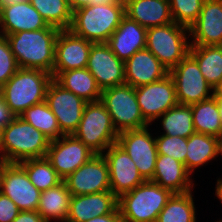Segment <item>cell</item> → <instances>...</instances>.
<instances>
[{
  "instance_id": "bcb514c9",
  "label": "cell",
  "mask_w": 222,
  "mask_h": 222,
  "mask_svg": "<svg viewBox=\"0 0 222 222\" xmlns=\"http://www.w3.org/2000/svg\"><path fill=\"white\" fill-rule=\"evenodd\" d=\"M215 94L222 100V85L215 91Z\"/></svg>"
},
{
  "instance_id": "3957f363",
  "label": "cell",
  "mask_w": 222,
  "mask_h": 222,
  "mask_svg": "<svg viewBox=\"0 0 222 222\" xmlns=\"http://www.w3.org/2000/svg\"><path fill=\"white\" fill-rule=\"evenodd\" d=\"M50 140L22 117L16 116L0 132V147L5 163L46 157Z\"/></svg>"
},
{
  "instance_id": "e0dca14e",
  "label": "cell",
  "mask_w": 222,
  "mask_h": 222,
  "mask_svg": "<svg viewBox=\"0 0 222 222\" xmlns=\"http://www.w3.org/2000/svg\"><path fill=\"white\" fill-rule=\"evenodd\" d=\"M86 68L101 90L125 84V62L111 51L107 43H92Z\"/></svg>"
},
{
  "instance_id": "603a6c76",
  "label": "cell",
  "mask_w": 222,
  "mask_h": 222,
  "mask_svg": "<svg viewBox=\"0 0 222 222\" xmlns=\"http://www.w3.org/2000/svg\"><path fill=\"white\" fill-rule=\"evenodd\" d=\"M146 38L147 29L125 15L107 44L121 61L126 62L134 53L146 48Z\"/></svg>"
},
{
  "instance_id": "ee69618b",
  "label": "cell",
  "mask_w": 222,
  "mask_h": 222,
  "mask_svg": "<svg viewBox=\"0 0 222 222\" xmlns=\"http://www.w3.org/2000/svg\"><path fill=\"white\" fill-rule=\"evenodd\" d=\"M27 0H0V11L5 8L9 7L11 5H14L16 3H23Z\"/></svg>"
},
{
  "instance_id": "ba28073f",
  "label": "cell",
  "mask_w": 222,
  "mask_h": 222,
  "mask_svg": "<svg viewBox=\"0 0 222 222\" xmlns=\"http://www.w3.org/2000/svg\"><path fill=\"white\" fill-rule=\"evenodd\" d=\"M100 101L109 112L118 133L142 129L149 125L141 113L135 88L130 85L123 84L102 90Z\"/></svg>"
},
{
  "instance_id": "f907efd6",
  "label": "cell",
  "mask_w": 222,
  "mask_h": 222,
  "mask_svg": "<svg viewBox=\"0 0 222 222\" xmlns=\"http://www.w3.org/2000/svg\"><path fill=\"white\" fill-rule=\"evenodd\" d=\"M0 158H2L1 147H0Z\"/></svg>"
},
{
  "instance_id": "d4e9b609",
  "label": "cell",
  "mask_w": 222,
  "mask_h": 222,
  "mask_svg": "<svg viewBox=\"0 0 222 222\" xmlns=\"http://www.w3.org/2000/svg\"><path fill=\"white\" fill-rule=\"evenodd\" d=\"M125 15L146 29L174 22L168 0H124Z\"/></svg>"
},
{
  "instance_id": "9c48e42d",
  "label": "cell",
  "mask_w": 222,
  "mask_h": 222,
  "mask_svg": "<svg viewBox=\"0 0 222 222\" xmlns=\"http://www.w3.org/2000/svg\"><path fill=\"white\" fill-rule=\"evenodd\" d=\"M169 75L175 84L178 104L191 105L215 95L214 89L207 83L198 63L190 54L171 69Z\"/></svg>"
},
{
  "instance_id": "5bb4252c",
  "label": "cell",
  "mask_w": 222,
  "mask_h": 222,
  "mask_svg": "<svg viewBox=\"0 0 222 222\" xmlns=\"http://www.w3.org/2000/svg\"><path fill=\"white\" fill-rule=\"evenodd\" d=\"M71 195H86L109 191L110 178L106 159L95 154L64 180Z\"/></svg>"
},
{
  "instance_id": "8fae6325",
  "label": "cell",
  "mask_w": 222,
  "mask_h": 222,
  "mask_svg": "<svg viewBox=\"0 0 222 222\" xmlns=\"http://www.w3.org/2000/svg\"><path fill=\"white\" fill-rule=\"evenodd\" d=\"M0 192L8 196L20 211H37L41 191L31 183L18 163H5L2 166Z\"/></svg>"
},
{
  "instance_id": "9a60e30c",
  "label": "cell",
  "mask_w": 222,
  "mask_h": 222,
  "mask_svg": "<svg viewBox=\"0 0 222 222\" xmlns=\"http://www.w3.org/2000/svg\"><path fill=\"white\" fill-rule=\"evenodd\" d=\"M94 155L95 153L72 134L50 141L46 158L64 180Z\"/></svg>"
},
{
  "instance_id": "d6a6232c",
  "label": "cell",
  "mask_w": 222,
  "mask_h": 222,
  "mask_svg": "<svg viewBox=\"0 0 222 222\" xmlns=\"http://www.w3.org/2000/svg\"><path fill=\"white\" fill-rule=\"evenodd\" d=\"M18 164L26 171L31 183L41 192L63 181L46 157L27 159Z\"/></svg>"
},
{
  "instance_id": "1f68e13d",
  "label": "cell",
  "mask_w": 222,
  "mask_h": 222,
  "mask_svg": "<svg viewBox=\"0 0 222 222\" xmlns=\"http://www.w3.org/2000/svg\"><path fill=\"white\" fill-rule=\"evenodd\" d=\"M195 210L192 191L173 193L156 222H196Z\"/></svg>"
},
{
  "instance_id": "ac0fdd59",
  "label": "cell",
  "mask_w": 222,
  "mask_h": 222,
  "mask_svg": "<svg viewBox=\"0 0 222 222\" xmlns=\"http://www.w3.org/2000/svg\"><path fill=\"white\" fill-rule=\"evenodd\" d=\"M91 46L92 42L70 29L60 30L56 38L53 72L86 68Z\"/></svg>"
},
{
  "instance_id": "c3c4849f",
  "label": "cell",
  "mask_w": 222,
  "mask_h": 222,
  "mask_svg": "<svg viewBox=\"0 0 222 222\" xmlns=\"http://www.w3.org/2000/svg\"><path fill=\"white\" fill-rule=\"evenodd\" d=\"M4 164H5V161L2 158H0V174H1V168Z\"/></svg>"
},
{
  "instance_id": "44dd1931",
  "label": "cell",
  "mask_w": 222,
  "mask_h": 222,
  "mask_svg": "<svg viewBox=\"0 0 222 222\" xmlns=\"http://www.w3.org/2000/svg\"><path fill=\"white\" fill-rule=\"evenodd\" d=\"M118 198L111 190L95 194L72 195L66 222H85L114 212Z\"/></svg>"
},
{
  "instance_id": "8d00e7d4",
  "label": "cell",
  "mask_w": 222,
  "mask_h": 222,
  "mask_svg": "<svg viewBox=\"0 0 222 222\" xmlns=\"http://www.w3.org/2000/svg\"><path fill=\"white\" fill-rule=\"evenodd\" d=\"M157 152L175 158L182 162L186 168V153L188 138L160 135L155 137Z\"/></svg>"
},
{
  "instance_id": "7dc6e473",
  "label": "cell",
  "mask_w": 222,
  "mask_h": 222,
  "mask_svg": "<svg viewBox=\"0 0 222 222\" xmlns=\"http://www.w3.org/2000/svg\"><path fill=\"white\" fill-rule=\"evenodd\" d=\"M219 113H220V118L222 122V100L219 98Z\"/></svg>"
},
{
  "instance_id": "d590c367",
  "label": "cell",
  "mask_w": 222,
  "mask_h": 222,
  "mask_svg": "<svg viewBox=\"0 0 222 222\" xmlns=\"http://www.w3.org/2000/svg\"><path fill=\"white\" fill-rule=\"evenodd\" d=\"M175 23L188 29L196 22L205 0H168Z\"/></svg>"
},
{
  "instance_id": "60d3db41",
  "label": "cell",
  "mask_w": 222,
  "mask_h": 222,
  "mask_svg": "<svg viewBox=\"0 0 222 222\" xmlns=\"http://www.w3.org/2000/svg\"><path fill=\"white\" fill-rule=\"evenodd\" d=\"M116 0H67L71 11H75L81 7L88 5H99V4H110L114 3Z\"/></svg>"
},
{
  "instance_id": "ffe728a7",
  "label": "cell",
  "mask_w": 222,
  "mask_h": 222,
  "mask_svg": "<svg viewBox=\"0 0 222 222\" xmlns=\"http://www.w3.org/2000/svg\"><path fill=\"white\" fill-rule=\"evenodd\" d=\"M167 75L168 69L146 48L125 62V84L134 88L157 82Z\"/></svg>"
},
{
  "instance_id": "836d02e7",
  "label": "cell",
  "mask_w": 222,
  "mask_h": 222,
  "mask_svg": "<svg viewBox=\"0 0 222 222\" xmlns=\"http://www.w3.org/2000/svg\"><path fill=\"white\" fill-rule=\"evenodd\" d=\"M20 117L42 132L50 141L64 135L59 128L56 116L50 110L46 101L31 106Z\"/></svg>"
},
{
  "instance_id": "f35d334b",
  "label": "cell",
  "mask_w": 222,
  "mask_h": 222,
  "mask_svg": "<svg viewBox=\"0 0 222 222\" xmlns=\"http://www.w3.org/2000/svg\"><path fill=\"white\" fill-rule=\"evenodd\" d=\"M19 213L17 205L0 192V222H12Z\"/></svg>"
},
{
  "instance_id": "30bf717a",
  "label": "cell",
  "mask_w": 222,
  "mask_h": 222,
  "mask_svg": "<svg viewBox=\"0 0 222 222\" xmlns=\"http://www.w3.org/2000/svg\"><path fill=\"white\" fill-rule=\"evenodd\" d=\"M148 127L119 132L116 142L130 156L145 181L152 180L158 156L156 140Z\"/></svg>"
},
{
  "instance_id": "7c38bea8",
  "label": "cell",
  "mask_w": 222,
  "mask_h": 222,
  "mask_svg": "<svg viewBox=\"0 0 222 222\" xmlns=\"http://www.w3.org/2000/svg\"><path fill=\"white\" fill-rule=\"evenodd\" d=\"M45 101L56 116L61 132L72 135L78 128L87 102L63 88L54 79L47 88Z\"/></svg>"
},
{
  "instance_id": "4316f807",
  "label": "cell",
  "mask_w": 222,
  "mask_h": 222,
  "mask_svg": "<svg viewBox=\"0 0 222 222\" xmlns=\"http://www.w3.org/2000/svg\"><path fill=\"white\" fill-rule=\"evenodd\" d=\"M71 196L66 184L62 181L41 192L37 212L46 222H50L52 219L66 222Z\"/></svg>"
},
{
  "instance_id": "4dcf8cb0",
  "label": "cell",
  "mask_w": 222,
  "mask_h": 222,
  "mask_svg": "<svg viewBox=\"0 0 222 222\" xmlns=\"http://www.w3.org/2000/svg\"><path fill=\"white\" fill-rule=\"evenodd\" d=\"M164 135L189 138L196 133L191 105L177 104L160 117Z\"/></svg>"
},
{
  "instance_id": "681fc988",
  "label": "cell",
  "mask_w": 222,
  "mask_h": 222,
  "mask_svg": "<svg viewBox=\"0 0 222 222\" xmlns=\"http://www.w3.org/2000/svg\"><path fill=\"white\" fill-rule=\"evenodd\" d=\"M220 154L222 155V136L220 138Z\"/></svg>"
},
{
  "instance_id": "74e56055",
  "label": "cell",
  "mask_w": 222,
  "mask_h": 222,
  "mask_svg": "<svg viewBox=\"0 0 222 222\" xmlns=\"http://www.w3.org/2000/svg\"><path fill=\"white\" fill-rule=\"evenodd\" d=\"M19 66L7 38L0 35V88L18 71Z\"/></svg>"
},
{
  "instance_id": "5b68a950",
  "label": "cell",
  "mask_w": 222,
  "mask_h": 222,
  "mask_svg": "<svg viewBox=\"0 0 222 222\" xmlns=\"http://www.w3.org/2000/svg\"><path fill=\"white\" fill-rule=\"evenodd\" d=\"M172 194L169 189L145 181L118 198V209L123 222H156Z\"/></svg>"
},
{
  "instance_id": "d6986e66",
  "label": "cell",
  "mask_w": 222,
  "mask_h": 222,
  "mask_svg": "<svg viewBox=\"0 0 222 222\" xmlns=\"http://www.w3.org/2000/svg\"><path fill=\"white\" fill-rule=\"evenodd\" d=\"M189 32L191 46L219 45L222 40V0H205Z\"/></svg>"
},
{
  "instance_id": "7a4b0ae2",
  "label": "cell",
  "mask_w": 222,
  "mask_h": 222,
  "mask_svg": "<svg viewBox=\"0 0 222 222\" xmlns=\"http://www.w3.org/2000/svg\"><path fill=\"white\" fill-rule=\"evenodd\" d=\"M124 16V0L110 4H91L73 11L69 29L89 42L107 43Z\"/></svg>"
},
{
  "instance_id": "7402d4cb",
  "label": "cell",
  "mask_w": 222,
  "mask_h": 222,
  "mask_svg": "<svg viewBox=\"0 0 222 222\" xmlns=\"http://www.w3.org/2000/svg\"><path fill=\"white\" fill-rule=\"evenodd\" d=\"M43 28L56 27L48 25L29 0L5 7L0 11V35L37 31Z\"/></svg>"
},
{
  "instance_id": "8992f818",
  "label": "cell",
  "mask_w": 222,
  "mask_h": 222,
  "mask_svg": "<svg viewBox=\"0 0 222 222\" xmlns=\"http://www.w3.org/2000/svg\"><path fill=\"white\" fill-rule=\"evenodd\" d=\"M73 135L93 153L103 154L109 146L117 142L119 133L114 128L104 104L98 100L87 102Z\"/></svg>"
},
{
  "instance_id": "7bdbcfd3",
  "label": "cell",
  "mask_w": 222,
  "mask_h": 222,
  "mask_svg": "<svg viewBox=\"0 0 222 222\" xmlns=\"http://www.w3.org/2000/svg\"><path fill=\"white\" fill-rule=\"evenodd\" d=\"M85 222H123L119 209L114 212L99 217H93Z\"/></svg>"
},
{
  "instance_id": "4fadbf2b",
  "label": "cell",
  "mask_w": 222,
  "mask_h": 222,
  "mask_svg": "<svg viewBox=\"0 0 222 222\" xmlns=\"http://www.w3.org/2000/svg\"><path fill=\"white\" fill-rule=\"evenodd\" d=\"M135 95L143 118L149 125L178 104L175 84L170 75L157 82L136 87Z\"/></svg>"
},
{
  "instance_id": "e575fe53",
  "label": "cell",
  "mask_w": 222,
  "mask_h": 222,
  "mask_svg": "<svg viewBox=\"0 0 222 222\" xmlns=\"http://www.w3.org/2000/svg\"><path fill=\"white\" fill-rule=\"evenodd\" d=\"M48 25L60 30L69 29L72 14L67 0H29Z\"/></svg>"
},
{
  "instance_id": "83f0119b",
  "label": "cell",
  "mask_w": 222,
  "mask_h": 222,
  "mask_svg": "<svg viewBox=\"0 0 222 222\" xmlns=\"http://www.w3.org/2000/svg\"><path fill=\"white\" fill-rule=\"evenodd\" d=\"M220 155V139L201 133L192 134L187 141L186 170L192 174L195 169Z\"/></svg>"
},
{
  "instance_id": "484cf974",
  "label": "cell",
  "mask_w": 222,
  "mask_h": 222,
  "mask_svg": "<svg viewBox=\"0 0 222 222\" xmlns=\"http://www.w3.org/2000/svg\"><path fill=\"white\" fill-rule=\"evenodd\" d=\"M52 76L59 85L86 102H95L101 98L102 90L87 68L53 72Z\"/></svg>"
},
{
  "instance_id": "b9f144b4",
  "label": "cell",
  "mask_w": 222,
  "mask_h": 222,
  "mask_svg": "<svg viewBox=\"0 0 222 222\" xmlns=\"http://www.w3.org/2000/svg\"><path fill=\"white\" fill-rule=\"evenodd\" d=\"M12 222H46L37 211H20Z\"/></svg>"
},
{
  "instance_id": "6da1fadb",
  "label": "cell",
  "mask_w": 222,
  "mask_h": 222,
  "mask_svg": "<svg viewBox=\"0 0 222 222\" xmlns=\"http://www.w3.org/2000/svg\"><path fill=\"white\" fill-rule=\"evenodd\" d=\"M59 31L58 28H43L6 35L19 68L39 69L53 74Z\"/></svg>"
},
{
  "instance_id": "cb8c5ba5",
  "label": "cell",
  "mask_w": 222,
  "mask_h": 222,
  "mask_svg": "<svg viewBox=\"0 0 222 222\" xmlns=\"http://www.w3.org/2000/svg\"><path fill=\"white\" fill-rule=\"evenodd\" d=\"M190 175L182 162L169 155L158 154L151 181L172 193H186L194 189Z\"/></svg>"
},
{
  "instance_id": "2e32d148",
  "label": "cell",
  "mask_w": 222,
  "mask_h": 222,
  "mask_svg": "<svg viewBox=\"0 0 222 222\" xmlns=\"http://www.w3.org/2000/svg\"><path fill=\"white\" fill-rule=\"evenodd\" d=\"M102 155L109 168L110 189L117 198L145 182L130 156L117 143Z\"/></svg>"
},
{
  "instance_id": "52a82bcc",
  "label": "cell",
  "mask_w": 222,
  "mask_h": 222,
  "mask_svg": "<svg viewBox=\"0 0 222 222\" xmlns=\"http://www.w3.org/2000/svg\"><path fill=\"white\" fill-rule=\"evenodd\" d=\"M189 36V29L175 22L151 27L147 29L146 49L170 71L189 54Z\"/></svg>"
},
{
  "instance_id": "f6af8a7d",
  "label": "cell",
  "mask_w": 222,
  "mask_h": 222,
  "mask_svg": "<svg viewBox=\"0 0 222 222\" xmlns=\"http://www.w3.org/2000/svg\"><path fill=\"white\" fill-rule=\"evenodd\" d=\"M215 195L222 203V179L218 178L217 184L215 187Z\"/></svg>"
},
{
  "instance_id": "f1b7e54d",
  "label": "cell",
  "mask_w": 222,
  "mask_h": 222,
  "mask_svg": "<svg viewBox=\"0 0 222 222\" xmlns=\"http://www.w3.org/2000/svg\"><path fill=\"white\" fill-rule=\"evenodd\" d=\"M193 124L196 133L207 134L221 138L222 122L219 113V97L191 104Z\"/></svg>"
},
{
  "instance_id": "f546056e",
  "label": "cell",
  "mask_w": 222,
  "mask_h": 222,
  "mask_svg": "<svg viewBox=\"0 0 222 222\" xmlns=\"http://www.w3.org/2000/svg\"><path fill=\"white\" fill-rule=\"evenodd\" d=\"M189 54L196 60L207 83L216 91L222 85V48L190 46Z\"/></svg>"
},
{
  "instance_id": "277c9868",
  "label": "cell",
  "mask_w": 222,
  "mask_h": 222,
  "mask_svg": "<svg viewBox=\"0 0 222 222\" xmlns=\"http://www.w3.org/2000/svg\"><path fill=\"white\" fill-rule=\"evenodd\" d=\"M52 74L39 69L19 68L18 71L0 88L10 111L20 116L31 106L46 100V92Z\"/></svg>"
},
{
  "instance_id": "ab89813d",
  "label": "cell",
  "mask_w": 222,
  "mask_h": 222,
  "mask_svg": "<svg viewBox=\"0 0 222 222\" xmlns=\"http://www.w3.org/2000/svg\"><path fill=\"white\" fill-rule=\"evenodd\" d=\"M16 116L10 111L3 96L0 94V132L14 120Z\"/></svg>"
}]
</instances>
